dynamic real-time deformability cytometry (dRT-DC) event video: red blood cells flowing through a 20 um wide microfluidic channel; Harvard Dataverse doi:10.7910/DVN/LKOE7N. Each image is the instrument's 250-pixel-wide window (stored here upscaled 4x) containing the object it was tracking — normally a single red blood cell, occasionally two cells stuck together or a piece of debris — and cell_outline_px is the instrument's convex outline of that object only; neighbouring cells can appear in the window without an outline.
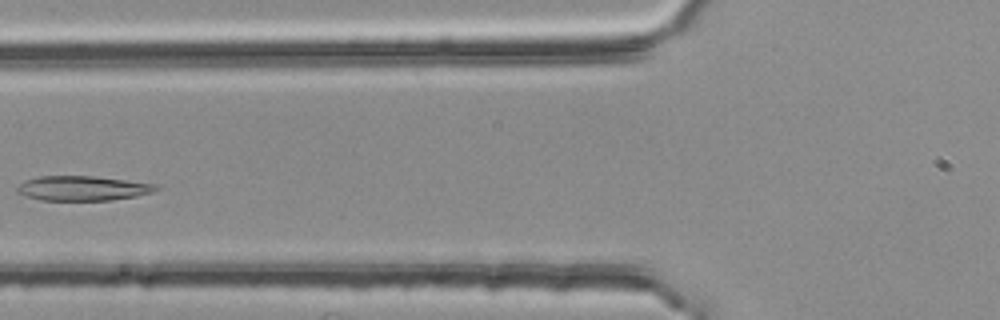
{"species": "common noctule bat (a hibernating species)", "species_latin": "Nyctalus noctula", "temperature_condition": "room temperature", "stored_images_in_passage": 2, "camera_frame_rate_fps": 3000, "um_per_image_px": 0.085, "animal": {"sex": "female", "body_mass_g": 25.1}, "frame": {"image": 1, "passage_image": 2, "time_ms": 0.333, "image_size_px": [1000, 320], "cell_outline_px": [[160, 188], [152, 192], [136, 196], [112, 200], [40, 200], [16, 192], [16, 188], [24, 180], [40, 176], [92, 176], [160, 184]], "centroid_in_image_um": [7.05, 16.0], "position_along_channel_um": 118.7, "area_um2": 20.0}}